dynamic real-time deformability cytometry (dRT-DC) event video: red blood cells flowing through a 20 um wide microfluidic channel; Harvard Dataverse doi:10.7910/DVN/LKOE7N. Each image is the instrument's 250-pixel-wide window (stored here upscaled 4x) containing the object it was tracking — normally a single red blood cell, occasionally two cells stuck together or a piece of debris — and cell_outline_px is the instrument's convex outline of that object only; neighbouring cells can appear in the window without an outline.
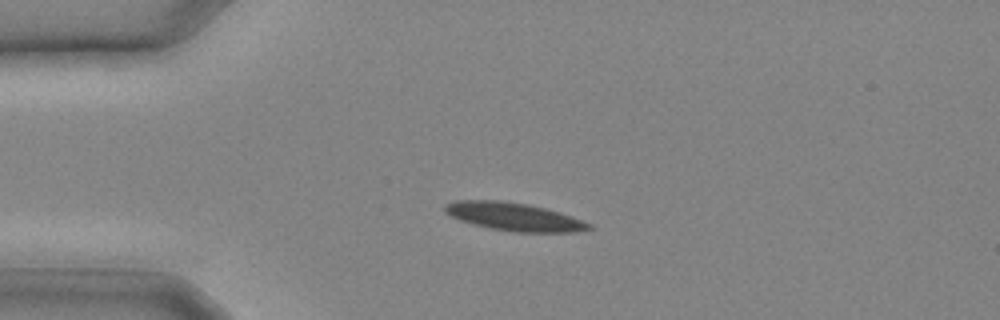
{"species": "common noctule bat (a hibernating species)", "species_latin": "Nyctalus noctula", "temperature_condition": "cold", "stored_images_in_passage": 6, "camera_frame_rate_fps": 3000, "um_per_image_px": 0.085, "animal": {"sex": "male", "body_mass_g": 20.4}, "frame": {"image": 1, "passage_image": 1, "time_ms": 0.0, "image_size_px": [1000, 320], "cell_outline_px": [[596, 228], [576, 232], [516, 232], [492, 228], [460, 220], [444, 212], [444, 204], [456, 200], [504, 200], [528, 204], [560, 212], [572, 216], [592, 224]], "centroid_in_image_um": [43.73, 18.41], "position_along_channel_um": 41.3, "area_um2": 23.58}}
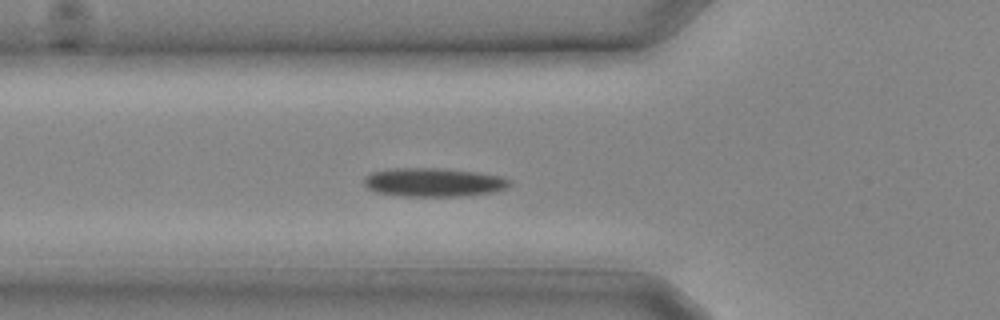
{"frame": {"image": 2, "passage_image": 4, "time_ms": 1.0, "image_size_px": [1000, 320], "cell_outline_px": [[512, 184], [504, 188], [488, 192], [456, 196], [400, 196], [376, 192], [368, 188], [364, 184], [364, 176], [372, 172], [392, 168], [444, 168], [480, 172], [500, 176], [508, 180]], "centroid_in_image_um": [36.79, 15.48], "position_along_channel_um": 89.0, "area_um2": 24.22}}
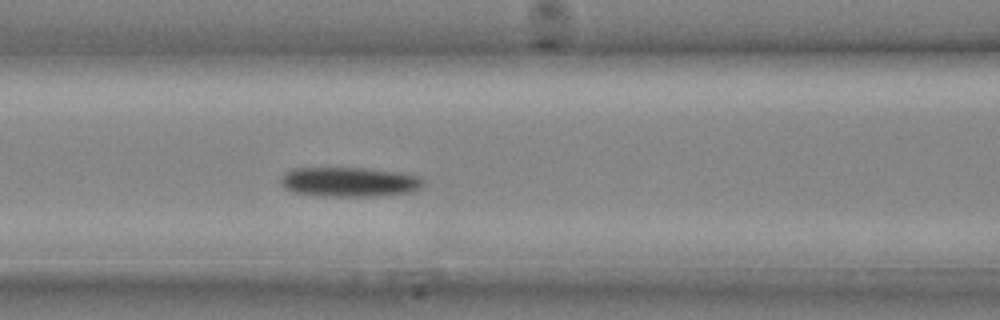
{"frame": {"image": 3, "passage_image": 6, "time_ms": 1.667, "image_size_px": [1000, 320], "cell_outline_px": [[424, 184], [420, 188], [408, 192], [372, 196], [320, 196], [292, 192], [284, 188], [280, 184], [280, 176], [284, 172], [292, 168], [368, 168], [396, 172], [416, 176], [424, 180]], "centroid_in_image_um": [29.59, 15.46], "position_along_channel_um": 137.0, "area_um2": 24.62}}